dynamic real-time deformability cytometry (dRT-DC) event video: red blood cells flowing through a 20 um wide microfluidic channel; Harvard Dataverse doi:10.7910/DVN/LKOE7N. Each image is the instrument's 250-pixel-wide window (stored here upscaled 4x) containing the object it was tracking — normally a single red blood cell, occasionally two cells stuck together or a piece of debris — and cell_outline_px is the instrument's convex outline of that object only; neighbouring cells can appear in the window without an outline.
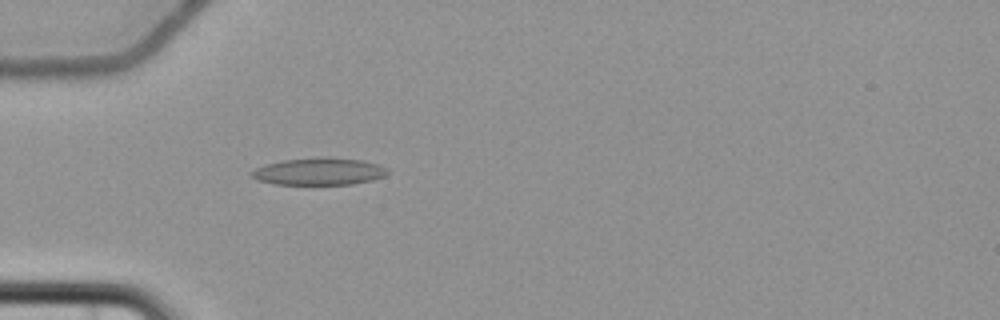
{"species": "common noctule bat (a hibernating species)", "species_latin": "Nyctalus noctula", "temperature_condition": "cold", "stored_images_in_passage": 5, "camera_frame_rate_fps": 3000, "um_per_image_px": 0.085, "animal": {"sex": "female", "body_mass_g": 22.7, "forearm_length_mm": 54.2}, "frame": {"image": 1, "passage_image": 5, "time_ms": 5.0, "image_size_px": [1000, 320], "cell_outline_px": [[388, 172], [384, 176], [372, 180], [352, 184], [276, 184], [256, 180], [248, 172], [256, 168], [268, 164], [284, 160], [360, 160], [376, 164], [384, 168]], "centroid_in_image_um": [27.06, 14.63], "position_along_channel_um": 57.9, "area_um2": 20.23}}